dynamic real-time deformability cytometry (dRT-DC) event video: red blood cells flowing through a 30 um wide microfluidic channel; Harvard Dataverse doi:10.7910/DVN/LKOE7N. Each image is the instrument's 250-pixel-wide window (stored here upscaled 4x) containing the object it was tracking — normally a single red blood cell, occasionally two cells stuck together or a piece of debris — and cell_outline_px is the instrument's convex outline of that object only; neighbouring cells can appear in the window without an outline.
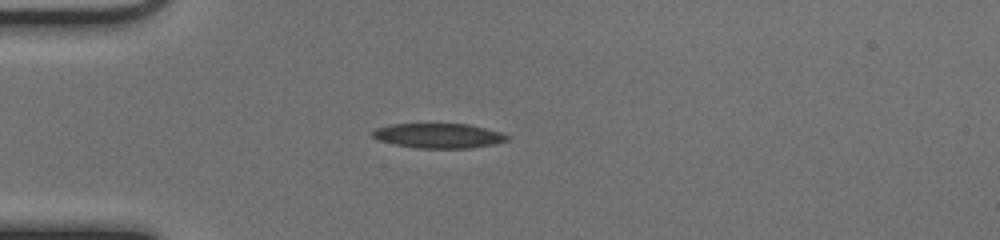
{"species": "common noctule bat (a hibernating species)", "species_latin": "Nyctalus noctula", "temperature_condition": "cold", "stored_images_in_passage": 39, "camera_frame_rate_fps": 3000, "um_per_image_px": 0.085, "animal": {"sex": "female", "body_mass_g": 17.0, "forearm_length_mm": 48.0}, "frame": {"image": 1, "passage_image": 1, "time_ms": 0.0, "image_size_px": [1000, 240], "cell_outline_px": [[512, 136], [508, 140], [496, 144], [468, 148], [416, 148], [376, 140], [372, 136], [372, 132], [376, 128], [392, 124], [468, 124], [500, 132]], "centroid_in_image_um": [37.3, 11.54], "position_along_channel_um": 47.7, "area_um2": 19.42}}
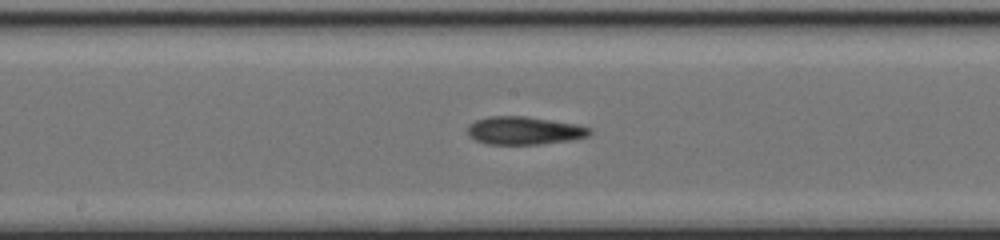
{"frame": {"image": 2, "passage_image": 14, "time_ms": 4.333, "image_size_px": [1000, 240], "cell_outline_px": [[592, 132], [588, 136], [572, 140], [540, 144], [488, 144], [476, 140], [468, 136], [468, 124], [476, 120], [488, 116], [528, 116], [576, 124], [592, 128]], "centroid_in_image_um": [44.57, 11.09], "position_along_channel_um": 203.6, "area_um2": 20.06}}
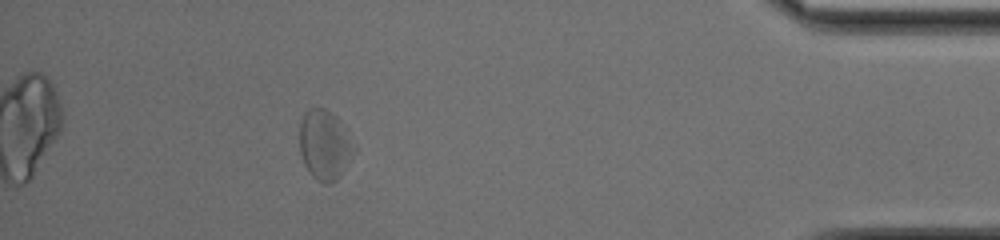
{"frame": {"image": 3, "passage_image": 33, "time_ms": 10.667, "image_size_px": [1000, 240], "cell_outline_px": [[356, 152], [340, 176], [332, 184], [324, 184], [316, 180], [308, 172], [304, 164], [300, 152], [300, 124], [304, 116], [312, 108], [324, 108], [332, 112], [336, 116], [356, 148]], "centroid_in_image_um": [27.61, 12.38], "position_along_channel_um": 407.6, "area_um2": 22.08}, "authors_computed_cell_mechanics": {"area_um2": 20.1722, "velocity_mm_per_s": 4.0077, "shape_relaxation_time_tau1_ms": null, "shape_relaxation_time_tau2_ms": 5.0056, "deformation_change_tau1": null, "deformation_change_tau2": 0.1383}}